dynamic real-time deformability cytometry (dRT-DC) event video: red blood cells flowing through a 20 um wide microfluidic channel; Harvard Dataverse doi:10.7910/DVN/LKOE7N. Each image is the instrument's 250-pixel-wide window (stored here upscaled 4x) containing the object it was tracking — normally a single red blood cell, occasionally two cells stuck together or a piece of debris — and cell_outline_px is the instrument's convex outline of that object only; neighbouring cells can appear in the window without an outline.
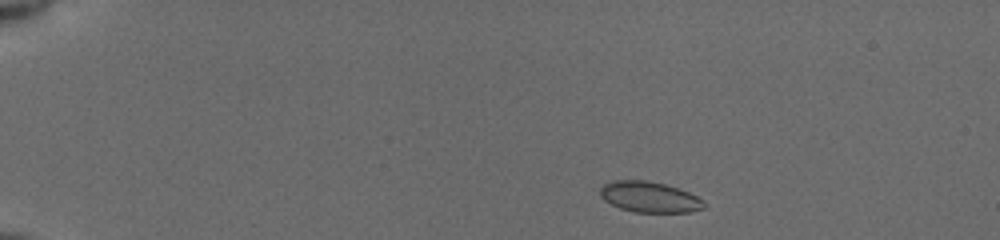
{"species": "common noctule bat (a hibernating species)", "species_latin": "Nyctalus noctula", "temperature_condition": "cold", "stored_images_in_passage": 24, "camera_frame_rate_fps": 3000, "um_per_image_px": 0.085, "animal": {"sex": "female", "body_mass_g": 19.5, "forearm_length_mm": 54.1}, "frame": {"image": 1, "passage_image": 2, "time_ms": 0.333, "image_size_px": [1000, 240], "cell_outline_px": [[704, 208], [688, 212], [636, 212], [620, 208], [604, 200], [600, 196], [600, 188], [604, 184], [612, 180], [644, 180], [664, 184], [688, 192], [704, 200]], "centroid_in_image_um": [55.18, 16.74], "position_along_channel_um": 29.8, "area_um2": 18.44}}
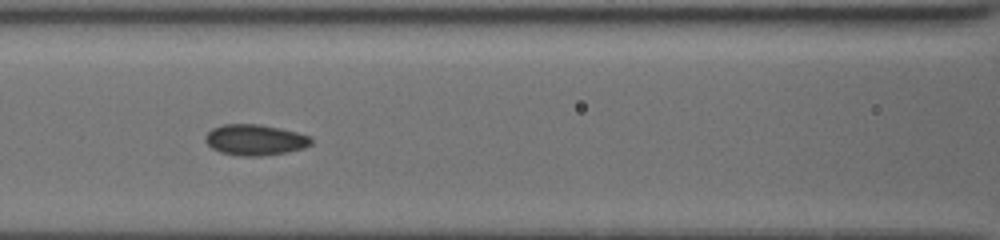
{"frame": {"image": 2, "passage_image": 15, "time_ms": 4.667, "image_size_px": [1000, 240], "cell_outline_px": [[312, 144], [304, 148], [288, 152], [260, 156], [240, 156], [220, 152], [212, 148], [204, 140], [204, 136], [212, 128], [224, 124], [260, 124], [280, 128], [312, 136]], "centroid_in_image_um": [21.69, 11.89], "position_along_channel_um": 144.9, "area_um2": 19.19}}
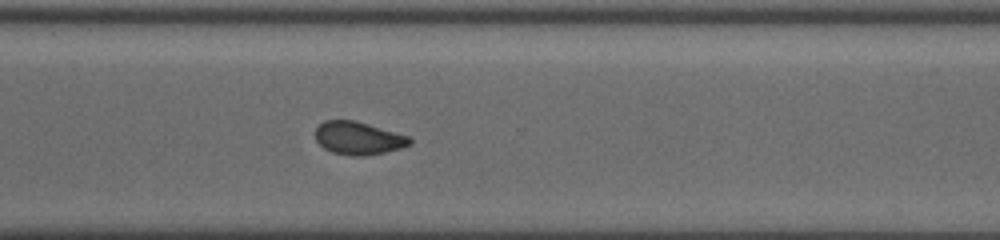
{"frame": {"image": 3, "passage_image": 24, "time_ms": 7.667, "image_size_px": [1000, 240], "cell_outline_px": [[412, 144], [400, 148], [384, 152], [364, 156], [352, 156], [332, 152], [324, 148], [316, 140], [316, 128], [324, 120], [356, 120], [408, 136], [412, 140]], "centroid_in_image_um": [30.45, 11.74], "position_along_channel_um": 340.1, "area_um2": 18.03}}